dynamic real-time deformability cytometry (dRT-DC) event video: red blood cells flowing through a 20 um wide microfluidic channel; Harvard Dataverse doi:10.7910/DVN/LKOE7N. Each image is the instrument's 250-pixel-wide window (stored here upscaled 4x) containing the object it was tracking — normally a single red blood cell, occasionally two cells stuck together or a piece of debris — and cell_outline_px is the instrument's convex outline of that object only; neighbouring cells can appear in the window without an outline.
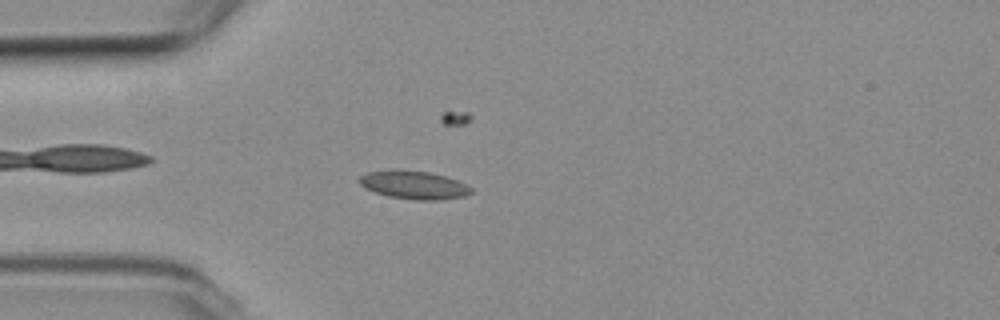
{"species": "common noctule bat (a hibernating species)", "species_latin": "Nyctalus noctula", "temperature_condition": "room temperature", "stored_images_in_passage": 55, "camera_frame_rate_fps": 3000, "um_per_image_px": 0.085, "animal": {"sex": "female", "body_mass_g": 19.3, "forearm_length_mm": 54.1}, "frame": {"image": 1, "passage_image": 14, "time_ms": 4.333, "image_size_px": [1000, 320], "cell_outline_px": [[476, 192], [464, 196], [440, 200], [416, 200], [388, 196], [364, 188], [356, 180], [360, 176], [368, 172], [428, 172], [444, 176], [456, 180], [472, 188]], "centroid_in_image_um": [35.22, 15.77], "position_along_channel_um": 49.8, "area_um2": 17.74}}
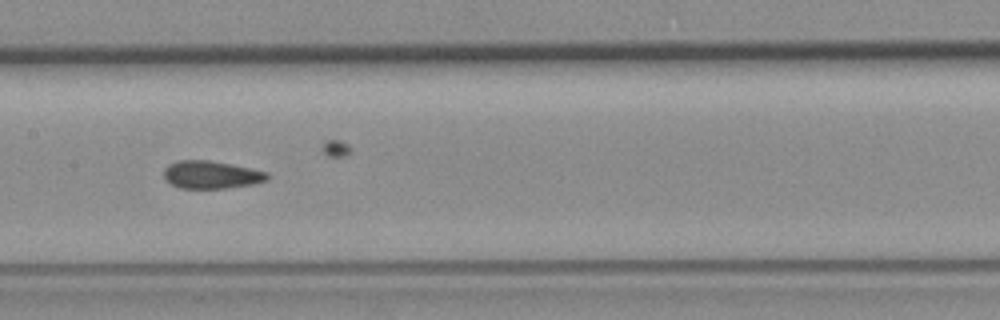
{"frame": {"image": 2, "passage_image": 26, "time_ms": 8.333, "image_size_px": [1000, 320], "cell_outline_px": [[268, 180], [252, 184], [228, 188], [180, 188], [164, 180], [164, 168], [168, 164], [176, 160], [208, 160], [252, 168], [268, 172]], "centroid_in_image_um": [17.94, 14.85], "position_along_channel_um": 189.5, "area_um2": 16.82}}
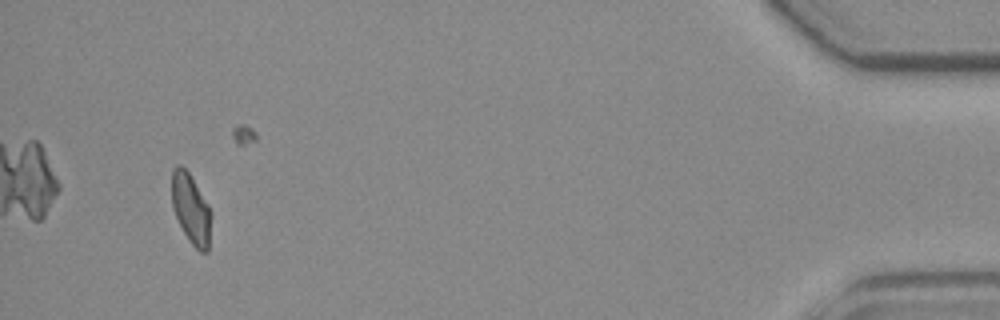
{"frame": {"image": 3, "passage_image": 51, "time_ms": 16.667, "image_size_px": [1000, 320], "cell_outline_px": [[212, 216], [208, 252], [200, 252], [188, 240], [172, 208], [172, 168], [176, 164], [180, 164], [188, 172], [208, 204], [212, 212]], "centroid_in_image_um": [16.24, 17.76], "position_along_channel_um": 419.0, "area_um2": 16.13}, "authors_computed_cell_mechanics": {"area_um2": 17.1088, "velocity_mm_per_s": 3.7347, "shape_relaxation_time_tau1_ms": null, "shape_relaxation_time_tau2_ms": 1.5271, "deformation_change_tau1": null, "deformation_change_tau2": 0.0629}}